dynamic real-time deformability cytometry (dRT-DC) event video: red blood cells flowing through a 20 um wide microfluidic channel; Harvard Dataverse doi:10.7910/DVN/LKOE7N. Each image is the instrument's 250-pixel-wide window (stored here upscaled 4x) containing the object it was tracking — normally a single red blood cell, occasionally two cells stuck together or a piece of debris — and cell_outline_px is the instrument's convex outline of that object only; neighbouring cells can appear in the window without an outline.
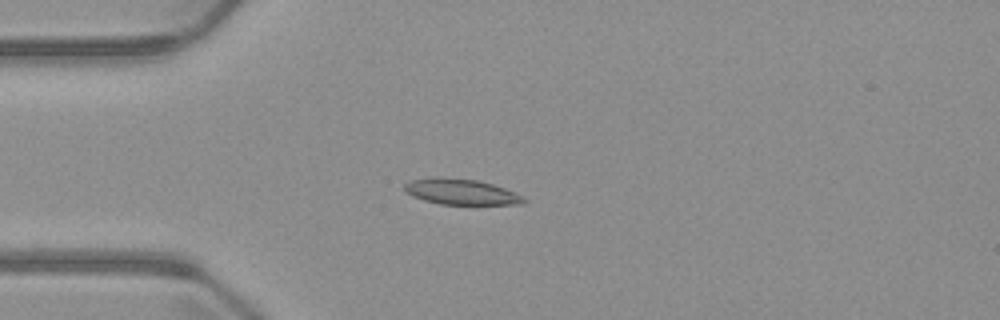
{"species": "common noctule bat (a hibernating species)", "species_latin": "Nyctalus noctula", "temperature_condition": "warm", "stored_images_in_passage": 2, "camera_frame_rate_fps": 3000, "um_per_image_px": 0.085, "animal": {"sex": "male", "body_mass_g": 23.1, "forearm_length_mm": 52.7}, "frame": {"image": 1, "passage_image": 2, "time_ms": 2.333, "image_size_px": [1000, 320], "cell_outline_px": [[528, 200], [524, 204], [440, 204], [424, 200], [412, 196], [404, 192], [404, 184], [408, 180], [436, 176], [440, 176], [476, 180], [492, 184], [504, 188], [524, 196]], "centroid_in_image_um": [39.15, 16.29], "position_along_channel_um": 45.8, "area_um2": 18.09}}